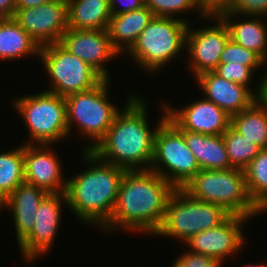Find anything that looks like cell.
<instances>
[{"mask_svg":"<svg viewBox=\"0 0 267 267\" xmlns=\"http://www.w3.org/2000/svg\"><path fill=\"white\" fill-rule=\"evenodd\" d=\"M16 11V0H0V19L13 18Z\"/></svg>","mask_w":267,"mask_h":267,"instance_id":"cell-36","label":"cell"},{"mask_svg":"<svg viewBox=\"0 0 267 267\" xmlns=\"http://www.w3.org/2000/svg\"><path fill=\"white\" fill-rule=\"evenodd\" d=\"M219 17L228 26L230 39L254 51L267 63V24L264 17L243 16L232 12H222Z\"/></svg>","mask_w":267,"mask_h":267,"instance_id":"cell-20","label":"cell"},{"mask_svg":"<svg viewBox=\"0 0 267 267\" xmlns=\"http://www.w3.org/2000/svg\"><path fill=\"white\" fill-rule=\"evenodd\" d=\"M13 107L24 120L29 140L23 144H56L68 138L66 102L49 91L23 95L13 100Z\"/></svg>","mask_w":267,"mask_h":267,"instance_id":"cell-8","label":"cell"},{"mask_svg":"<svg viewBox=\"0 0 267 267\" xmlns=\"http://www.w3.org/2000/svg\"><path fill=\"white\" fill-rule=\"evenodd\" d=\"M49 1L50 0H16V9L33 8Z\"/></svg>","mask_w":267,"mask_h":267,"instance_id":"cell-38","label":"cell"},{"mask_svg":"<svg viewBox=\"0 0 267 267\" xmlns=\"http://www.w3.org/2000/svg\"><path fill=\"white\" fill-rule=\"evenodd\" d=\"M249 219L241 215H231L220 226L197 233L184 244L190 248L188 251L210 256L223 265L225 259L239 253L245 245L246 236L242 227Z\"/></svg>","mask_w":267,"mask_h":267,"instance_id":"cell-14","label":"cell"},{"mask_svg":"<svg viewBox=\"0 0 267 267\" xmlns=\"http://www.w3.org/2000/svg\"><path fill=\"white\" fill-rule=\"evenodd\" d=\"M223 266L216 259L203 254L185 251L178 256L172 267H221Z\"/></svg>","mask_w":267,"mask_h":267,"instance_id":"cell-33","label":"cell"},{"mask_svg":"<svg viewBox=\"0 0 267 267\" xmlns=\"http://www.w3.org/2000/svg\"><path fill=\"white\" fill-rule=\"evenodd\" d=\"M235 0H206L201 9L205 16H219L222 12L228 11Z\"/></svg>","mask_w":267,"mask_h":267,"instance_id":"cell-34","label":"cell"},{"mask_svg":"<svg viewBox=\"0 0 267 267\" xmlns=\"http://www.w3.org/2000/svg\"><path fill=\"white\" fill-rule=\"evenodd\" d=\"M123 109L115 115L105 137L92 152L102 161L126 170H149L153 159L154 135L167 118L162 103V116L155 128H150L146 99L140 94L127 96Z\"/></svg>","mask_w":267,"mask_h":267,"instance_id":"cell-1","label":"cell"},{"mask_svg":"<svg viewBox=\"0 0 267 267\" xmlns=\"http://www.w3.org/2000/svg\"><path fill=\"white\" fill-rule=\"evenodd\" d=\"M230 216L221 205L197 200L179 188L170 196L163 221L153 236L170 237L184 244L193 235L220 226Z\"/></svg>","mask_w":267,"mask_h":267,"instance_id":"cell-6","label":"cell"},{"mask_svg":"<svg viewBox=\"0 0 267 267\" xmlns=\"http://www.w3.org/2000/svg\"><path fill=\"white\" fill-rule=\"evenodd\" d=\"M176 188L152 170H126L111 219L100 231L124 230L151 234L160 227L168 200Z\"/></svg>","mask_w":267,"mask_h":267,"instance_id":"cell-2","label":"cell"},{"mask_svg":"<svg viewBox=\"0 0 267 267\" xmlns=\"http://www.w3.org/2000/svg\"><path fill=\"white\" fill-rule=\"evenodd\" d=\"M219 63L241 64L250 67L254 72L262 66L265 68L267 65L257 53L235 43L232 39L227 41Z\"/></svg>","mask_w":267,"mask_h":267,"instance_id":"cell-30","label":"cell"},{"mask_svg":"<svg viewBox=\"0 0 267 267\" xmlns=\"http://www.w3.org/2000/svg\"><path fill=\"white\" fill-rule=\"evenodd\" d=\"M110 81L104 79L91 90L65 97L68 135L70 137L74 131L73 125L76 124L80 138L84 137V140L89 141L88 145L84 146V151H92L105 137L119 111L109 97Z\"/></svg>","mask_w":267,"mask_h":267,"instance_id":"cell-7","label":"cell"},{"mask_svg":"<svg viewBox=\"0 0 267 267\" xmlns=\"http://www.w3.org/2000/svg\"><path fill=\"white\" fill-rule=\"evenodd\" d=\"M267 69L265 68L264 74L261 72L260 79V92L258 95V100L267 108Z\"/></svg>","mask_w":267,"mask_h":267,"instance_id":"cell-37","label":"cell"},{"mask_svg":"<svg viewBox=\"0 0 267 267\" xmlns=\"http://www.w3.org/2000/svg\"><path fill=\"white\" fill-rule=\"evenodd\" d=\"M13 19L39 47L58 43L69 28L68 4L62 0H50L33 8L16 9Z\"/></svg>","mask_w":267,"mask_h":267,"instance_id":"cell-13","label":"cell"},{"mask_svg":"<svg viewBox=\"0 0 267 267\" xmlns=\"http://www.w3.org/2000/svg\"><path fill=\"white\" fill-rule=\"evenodd\" d=\"M245 267H267V264H255L254 263V265L253 264H250V265H245Z\"/></svg>","mask_w":267,"mask_h":267,"instance_id":"cell-39","label":"cell"},{"mask_svg":"<svg viewBox=\"0 0 267 267\" xmlns=\"http://www.w3.org/2000/svg\"><path fill=\"white\" fill-rule=\"evenodd\" d=\"M40 47L13 19H0V60L14 61L28 56L39 58Z\"/></svg>","mask_w":267,"mask_h":267,"instance_id":"cell-24","label":"cell"},{"mask_svg":"<svg viewBox=\"0 0 267 267\" xmlns=\"http://www.w3.org/2000/svg\"><path fill=\"white\" fill-rule=\"evenodd\" d=\"M68 206L66 193H49L36 211L31 233L18 245L26 262H34L48 253L57 236L64 206Z\"/></svg>","mask_w":267,"mask_h":267,"instance_id":"cell-11","label":"cell"},{"mask_svg":"<svg viewBox=\"0 0 267 267\" xmlns=\"http://www.w3.org/2000/svg\"><path fill=\"white\" fill-rule=\"evenodd\" d=\"M109 6L111 15H117L141 9L145 5L144 0H109Z\"/></svg>","mask_w":267,"mask_h":267,"instance_id":"cell-35","label":"cell"},{"mask_svg":"<svg viewBox=\"0 0 267 267\" xmlns=\"http://www.w3.org/2000/svg\"><path fill=\"white\" fill-rule=\"evenodd\" d=\"M2 209H3L2 202L0 201V210H2Z\"/></svg>","mask_w":267,"mask_h":267,"instance_id":"cell-42","label":"cell"},{"mask_svg":"<svg viewBox=\"0 0 267 267\" xmlns=\"http://www.w3.org/2000/svg\"><path fill=\"white\" fill-rule=\"evenodd\" d=\"M182 189L197 200L221 205L231 215H241L250 221L263 214L247 192L242 169H201Z\"/></svg>","mask_w":267,"mask_h":267,"instance_id":"cell-5","label":"cell"},{"mask_svg":"<svg viewBox=\"0 0 267 267\" xmlns=\"http://www.w3.org/2000/svg\"><path fill=\"white\" fill-rule=\"evenodd\" d=\"M247 192L254 204L261 209L267 203V148L243 169Z\"/></svg>","mask_w":267,"mask_h":267,"instance_id":"cell-27","label":"cell"},{"mask_svg":"<svg viewBox=\"0 0 267 267\" xmlns=\"http://www.w3.org/2000/svg\"><path fill=\"white\" fill-rule=\"evenodd\" d=\"M200 5H202L206 0H197Z\"/></svg>","mask_w":267,"mask_h":267,"instance_id":"cell-41","label":"cell"},{"mask_svg":"<svg viewBox=\"0 0 267 267\" xmlns=\"http://www.w3.org/2000/svg\"><path fill=\"white\" fill-rule=\"evenodd\" d=\"M48 194L45 189L24 181L2 202L3 209L11 210L18 245L31 233L36 211Z\"/></svg>","mask_w":267,"mask_h":267,"instance_id":"cell-19","label":"cell"},{"mask_svg":"<svg viewBox=\"0 0 267 267\" xmlns=\"http://www.w3.org/2000/svg\"><path fill=\"white\" fill-rule=\"evenodd\" d=\"M24 182V144L0 152V201Z\"/></svg>","mask_w":267,"mask_h":267,"instance_id":"cell-26","label":"cell"},{"mask_svg":"<svg viewBox=\"0 0 267 267\" xmlns=\"http://www.w3.org/2000/svg\"><path fill=\"white\" fill-rule=\"evenodd\" d=\"M184 136L187 147L192 151L204 170H228L233 168L228 160L223 135H206L178 129Z\"/></svg>","mask_w":267,"mask_h":267,"instance_id":"cell-22","label":"cell"},{"mask_svg":"<svg viewBox=\"0 0 267 267\" xmlns=\"http://www.w3.org/2000/svg\"><path fill=\"white\" fill-rule=\"evenodd\" d=\"M214 72L220 77L234 83L242 84L252 91L250 87L253 84L252 78H254L253 73L255 72L250 67L241 64L219 63Z\"/></svg>","mask_w":267,"mask_h":267,"instance_id":"cell-31","label":"cell"},{"mask_svg":"<svg viewBox=\"0 0 267 267\" xmlns=\"http://www.w3.org/2000/svg\"><path fill=\"white\" fill-rule=\"evenodd\" d=\"M167 119L177 128L206 135H223L230 116L213 102L203 98L181 108L166 104Z\"/></svg>","mask_w":267,"mask_h":267,"instance_id":"cell-16","label":"cell"},{"mask_svg":"<svg viewBox=\"0 0 267 267\" xmlns=\"http://www.w3.org/2000/svg\"><path fill=\"white\" fill-rule=\"evenodd\" d=\"M144 5L154 14L155 17H174L187 11L197 12L202 20H212L205 16L201 5L197 0H144ZM196 9V10H195Z\"/></svg>","mask_w":267,"mask_h":267,"instance_id":"cell-29","label":"cell"},{"mask_svg":"<svg viewBox=\"0 0 267 267\" xmlns=\"http://www.w3.org/2000/svg\"><path fill=\"white\" fill-rule=\"evenodd\" d=\"M81 152L88 168L67 178V208L82 224L102 230L111 219L126 169L100 160L92 151Z\"/></svg>","mask_w":267,"mask_h":267,"instance_id":"cell-3","label":"cell"},{"mask_svg":"<svg viewBox=\"0 0 267 267\" xmlns=\"http://www.w3.org/2000/svg\"><path fill=\"white\" fill-rule=\"evenodd\" d=\"M260 210L262 213L267 212V203Z\"/></svg>","mask_w":267,"mask_h":267,"instance_id":"cell-40","label":"cell"},{"mask_svg":"<svg viewBox=\"0 0 267 267\" xmlns=\"http://www.w3.org/2000/svg\"><path fill=\"white\" fill-rule=\"evenodd\" d=\"M71 54L95 69L104 79L110 80L105 65L121 54L112 46L108 30H77L68 28L59 42ZM106 63V64H105Z\"/></svg>","mask_w":267,"mask_h":267,"instance_id":"cell-15","label":"cell"},{"mask_svg":"<svg viewBox=\"0 0 267 267\" xmlns=\"http://www.w3.org/2000/svg\"><path fill=\"white\" fill-rule=\"evenodd\" d=\"M46 144H24V181L49 193H63L67 189L58 153Z\"/></svg>","mask_w":267,"mask_h":267,"instance_id":"cell-17","label":"cell"},{"mask_svg":"<svg viewBox=\"0 0 267 267\" xmlns=\"http://www.w3.org/2000/svg\"><path fill=\"white\" fill-rule=\"evenodd\" d=\"M228 160L233 168L244 169L261 151L253 141L236 132L231 126L223 133Z\"/></svg>","mask_w":267,"mask_h":267,"instance_id":"cell-28","label":"cell"},{"mask_svg":"<svg viewBox=\"0 0 267 267\" xmlns=\"http://www.w3.org/2000/svg\"><path fill=\"white\" fill-rule=\"evenodd\" d=\"M230 126L261 149L267 148V108L258 99L250 107L232 115Z\"/></svg>","mask_w":267,"mask_h":267,"instance_id":"cell-25","label":"cell"},{"mask_svg":"<svg viewBox=\"0 0 267 267\" xmlns=\"http://www.w3.org/2000/svg\"><path fill=\"white\" fill-rule=\"evenodd\" d=\"M150 170L176 189L183 188L201 170L183 134L167 118L158 126L154 135Z\"/></svg>","mask_w":267,"mask_h":267,"instance_id":"cell-9","label":"cell"},{"mask_svg":"<svg viewBox=\"0 0 267 267\" xmlns=\"http://www.w3.org/2000/svg\"><path fill=\"white\" fill-rule=\"evenodd\" d=\"M210 18L215 20H212L215 25L194 29L189 23L185 49L189 55V71L193 72L195 78L216 69L221 53L230 39V32L224 21L219 16Z\"/></svg>","mask_w":267,"mask_h":267,"instance_id":"cell-12","label":"cell"},{"mask_svg":"<svg viewBox=\"0 0 267 267\" xmlns=\"http://www.w3.org/2000/svg\"><path fill=\"white\" fill-rule=\"evenodd\" d=\"M39 58L50 81L46 91L64 98L91 90L104 80L95 69L59 42L40 47Z\"/></svg>","mask_w":267,"mask_h":267,"instance_id":"cell-10","label":"cell"},{"mask_svg":"<svg viewBox=\"0 0 267 267\" xmlns=\"http://www.w3.org/2000/svg\"><path fill=\"white\" fill-rule=\"evenodd\" d=\"M68 27L107 30L111 18L109 0H68Z\"/></svg>","mask_w":267,"mask_h":267,"instance_id":"cell-23","label":"cell"},{"mask_svg":"<svg viewBox=\"0 0 267 267\" xmlns=\"http://www.w3.org/2000/svg\"><path fill=\"white\" fill-rule=\"evenodd\" d=\"M154 17L146 6L128 13L111 15L107 30L112 46L121 55L125 54Z\"/></svg>","mask_w":267,"mask_h":267,"instance_id":"cell-21","label":"cell"},{"mask_svg":"<svg viewBox=\"0 0 267 267\" xmlns=\"http://www.w3.org/2000/svg\"><path fill=\"white\" fill-rule=\"evenodd\" d=\"M189 21L182 17H154L125 53L145 72L156 73L185 53Z\"/></svg>","mask_w":267,"mask_h":267,"instance_id":"cell-4","label":"cell"},{"mask_svg":"<svg viewBox=\"0 0 267 267\" xmlns=\"http://www.w3.org/2000/svg\"><path fill=\"white\" fill-rule=\"evenodd\" d=\"M225 12L267 19V0H235L233 6Z\"/></svg>","mask_w":267,"mask_h":267,"instance_id":"cell-32","label":"cell"},{"mask_svg":"<svg viewBox=\"0 0 267 267\" xmlns=\"http://www.w3.org/2000/svg\"><path fill=\"white\" fill-rule=\"evenodd\" d=\"M204 98L223 109L230 117L250 107L258 98L260 79L256 91L228 81L214 71L200 74L195 78Z\"/></svg>","mask_w":267,"mask_h":267,"instance_id":"cell-18","label":"cell"}]
</instances>
